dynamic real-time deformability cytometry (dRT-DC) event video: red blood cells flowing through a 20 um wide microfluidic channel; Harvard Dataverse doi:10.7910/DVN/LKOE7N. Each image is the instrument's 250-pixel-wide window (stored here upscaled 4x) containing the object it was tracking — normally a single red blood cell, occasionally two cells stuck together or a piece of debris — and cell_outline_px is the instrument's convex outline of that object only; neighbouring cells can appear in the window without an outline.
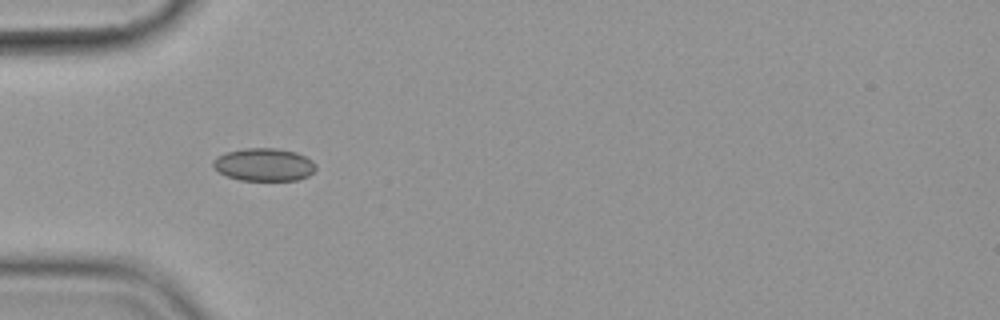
{"species": "common noctule bat (a hibernating species)", "species_latin": "Nyctalus noctula", "temperature_condition": "cold", "stored_images_in_passage": 6, "camera_frame_rate_fps": 3000, "um_per_image_px": 0.085, "animal": {"sex": "female", "body_mass_g": 19.9}, "frame": {"image": 1, "passage_image": 5, "time_ms": 4.667, "image_size_px": [1000, 320], "cell_outline_px": [[316, 168], [308, 176], [296, 180], [240, 180], [228, 176], [212, 168], [212, 160], [216, 156], [224, 152], [244, 148], [276, 148], [296, 152], [312, 160], [316, 164]], "centroid_in_image_um": [22.4, 13.98], "position_along_channel_um": 62.6, "area_um2": 19.77}}
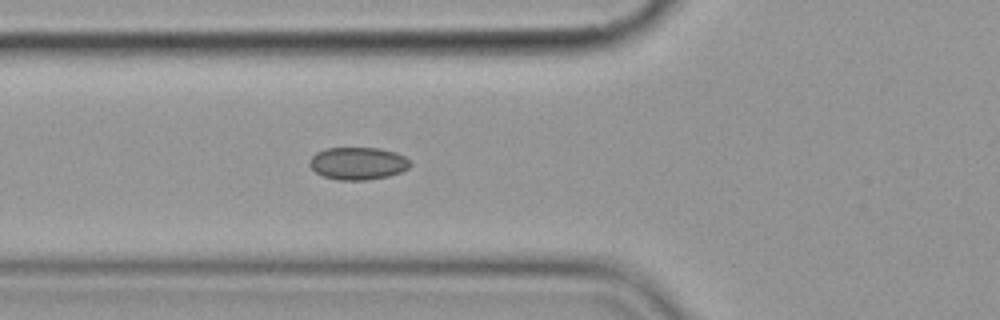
{"frame": {"image": 2, "passage_image": 6, "time_ms": 5.667, "image_size_px": [1000, 320], "cell_outline_px": [[412, 164], [408, 168], [400, 172], [388, 176], [364, 180], [340, 180], [324, 176], [316, 172], [308, 164], [312, 156], [316, 152], [324, 148], [380, 148], [404, 156]], "centroid_in_image_um": [30.4, 13.88], "position_along_channel_um": 95.4, "area_um2": 18.9}}